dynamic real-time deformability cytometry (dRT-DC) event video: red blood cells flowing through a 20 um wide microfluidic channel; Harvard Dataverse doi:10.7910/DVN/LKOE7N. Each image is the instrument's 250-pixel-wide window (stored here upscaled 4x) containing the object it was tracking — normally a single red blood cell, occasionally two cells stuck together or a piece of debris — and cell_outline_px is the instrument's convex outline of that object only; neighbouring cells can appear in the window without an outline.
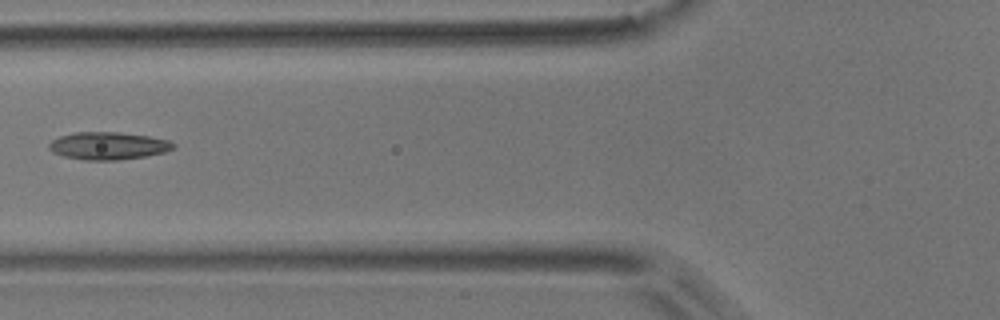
{"species": "common noctule bat (a hibernating species)", "species_latin": "Nyctalus noctula", "temperature_condition": "room temperature", "stored_images_in_passage": 5, "camera_frame_rate_fps": 3000, "um_per_image_px": 0.085, "animal": {"sex": "male", "body_mass_g": 17.9}, "frame": {"image": 1, "passage_image": 5, "time_ms": 1.333, "image_size_px": [1000, 320], "cell_outline_px": [[176, 144], [172, 148], [164, 152], [144, 156], [116, 160], [84, 160], [64, 156], [52, 152], [48, 148], [48, 144], [52, 140], [60, 136], [76, 132], [120, 132], [148, 136], [168, 140]], "centroid_in_image_um": [9.16, 12.39], "position_along_channel_um": 116.6, "area_um2": 19.83}}